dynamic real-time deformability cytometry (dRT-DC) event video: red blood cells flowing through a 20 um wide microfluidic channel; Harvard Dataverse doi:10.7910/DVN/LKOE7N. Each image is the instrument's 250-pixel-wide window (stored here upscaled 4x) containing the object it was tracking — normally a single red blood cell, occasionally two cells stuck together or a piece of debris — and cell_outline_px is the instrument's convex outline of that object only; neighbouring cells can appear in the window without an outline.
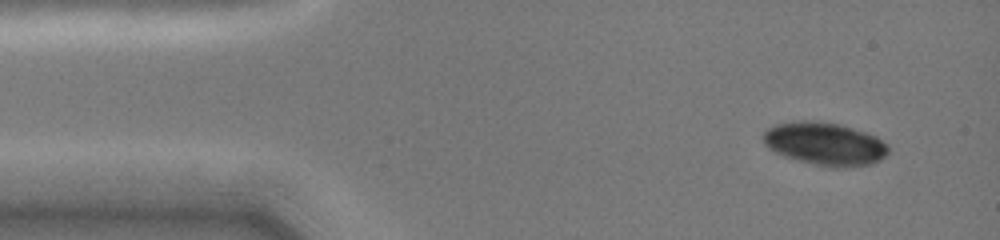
{"species": "common noctule bat (a hibernating species)", "species_latin": "Nyctalus noctula", "temperature_condition": "cold", "stored_images_in_passage": 10, "camera_frame_rate_fps": 3000, "um_per_image_px": 0.085, "animal": {"sex": "female", "body_mass_g": 19.0, "forearm_length_mm": 51.5}, "frame": {"image": 1, "passage_image": 1, "time_ms": 0.0, "image_size_px": [1000, 240], "cell_outline_px": [[888, 152], [880, 160], [872, 164], [840, 168], [832, 168], [784, 156], [768, 148], [764, 144], [764, 132], [768, 128], [776, 124], [796, 120], [816, 120], [840, 124], [876, 136], [888, 144]], "centroid_in_image_um": [70.12, 12.21], "position_along_channel_um": 14.9, "area_um2": 31.33}}